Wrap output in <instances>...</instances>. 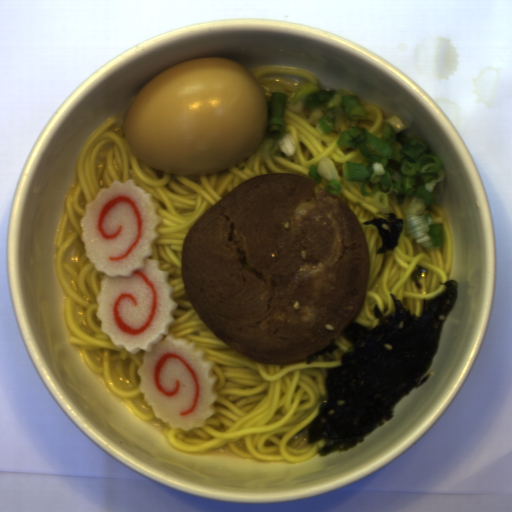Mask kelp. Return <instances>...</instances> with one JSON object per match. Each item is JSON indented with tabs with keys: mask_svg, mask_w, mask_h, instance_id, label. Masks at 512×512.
Segmentation results:
<instances>
[{
	"mask_svg": "<svg viewBox=\"0 0 512 512\" xmlns=\"http://www.w3.org/2000/svg\"><path fill=\"white\" fill-rule=\"evenodd\" d=\"M429 273V270L428 268L424 267V266H421V265H417V267L411 272V275H410V278H411V281H414V286L416 289H423V285L422 283L420 282V279L423 278V277H426Z\"/></svg>",
	"mask_w": 512,
	"mask_h": 512,
	"instance_id": "861f05c9",
	"label": "kelp"
},
{
	"mask_svg": "<svg viewBox=\"0 0 512 512\" xmlns=\"http://www.w3.org/2000/svg\"><path fill=\"white\" fill-rule=\"evenodd\" d=\"M444 292L421 300V315L406 309L394 293L389 315L373 308L374 328L350 322L341 333L350 344L341 364L326 370V391L307 427L309 443L326 439L318 454L348 452L394 418L396 406L434 374L444 325L459 296L456 280L442 282Z\"/></svg>",
	"mask_w": 512,
	"mask_h": 512,
	"instance_id": "99668d17",
	"label": "kelp"
},
{
	"mask_svg": "<svg viewBox=\"0 0 512 512\" xmlns=\"http://www.w3.org/2000/svg\"><path fill=\"white\" fill-rule=\"evenodd\" d=\"M364 225H375L380 238L383 241L382 246L377 250V254L386 253L393 250L399 240L400 235L404 229V220L397 218L392 212L388 213L387 219L373 218L372 220L364 221Z\"/></svg>",
	"mask_w": 512,
	"mask_h": 512,
	"instance_id": "cf089659",
	"label": "kelp"
},
{
	"mask_svg": "<svg viewBox=\"0 0 512 512\" xmlns=\"http://www.w3.org/2000/svg\"><path fill=\"white\" fill-rule=\"evenodd\" d=\"M336 339H331L328 346L325 348L318 350L312 354L307 355V366L312 365L316 362V360L319 358V356H323L325 354H334L335 350L340 349L339 345L335 343Z\"/></svg>",
	"mask_w": 512,
	"mask_h": 512,
	"instance_id": "604fcf36",
	"label": "kelp"
}]
</instances>
